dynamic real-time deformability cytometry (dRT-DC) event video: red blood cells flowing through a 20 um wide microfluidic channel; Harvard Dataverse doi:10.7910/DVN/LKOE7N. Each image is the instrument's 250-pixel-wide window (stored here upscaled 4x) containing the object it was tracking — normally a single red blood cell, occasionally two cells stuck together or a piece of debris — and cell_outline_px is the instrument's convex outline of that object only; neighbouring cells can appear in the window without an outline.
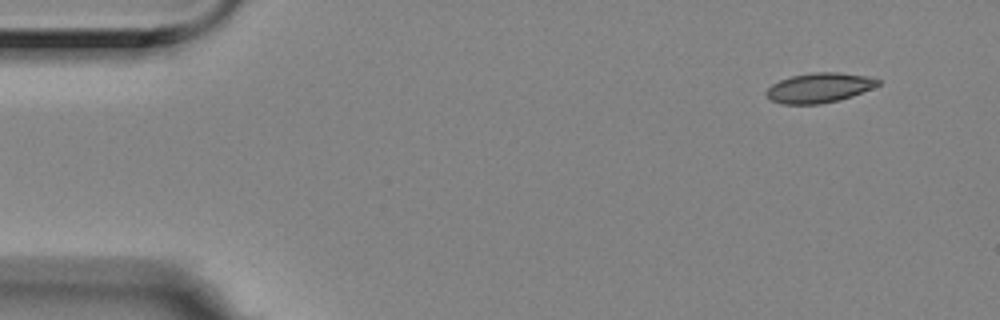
{"species": "Egyptian fruit bat (a non-hibernating species)", "species_latin": "Rousettus aegyptiacus", "temperature_condition": "room temperature", "stored_images_in_passage": 4, "camera_frame_rate_fps": 3000, "um_per_image_px": 0.085, "animal": {"sex": "female"}, "frame": {"image": 1, "passage_image": 1, "time_ms": 0.0, "image_size_px": [1000, 320], "cell_outline_px": [[880, 84], [872, 88], [852, 96], [840, 100], [820, 104], [784, 104], [772, 100], [764, 92], [772, 84], [780, 80], [792, 76], [812, 72], [840, 72], [868, 76], [880, 80]], "centroid_in_image_um": [69.65, 7.45], "position_along_channel_um": 15.3, "area_um2": 19.36}}
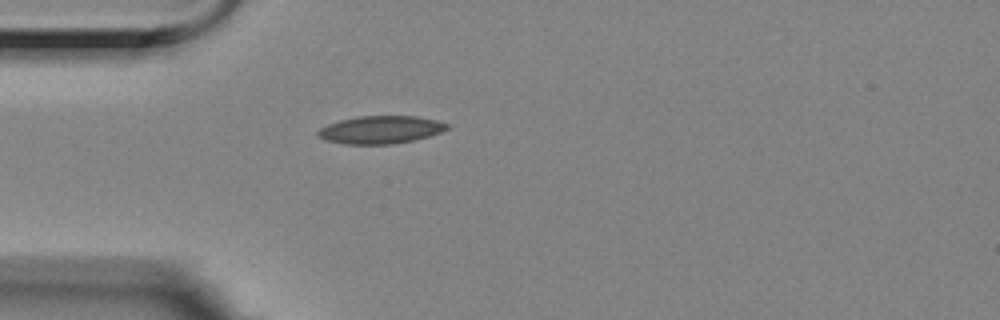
{"frame": {"image": 2, "passage_image": 4, "time_ms": 1.0, "image_size_px": [1000, 320], "cell_outline_px": [[448, 128], [440, 132], [428, 136], [412, 140], [392, 144], [344, 144], [324, 140], [316, 136], [316, 132], [320, 128], [328, 124], [340, 120], [356, 116], [416, 116], [436, 120], [448, 124]], "centroid_in_image_um": [32.29, 11.03], "position_along_channel_um": 52.7, "area_um2": 20.87}}